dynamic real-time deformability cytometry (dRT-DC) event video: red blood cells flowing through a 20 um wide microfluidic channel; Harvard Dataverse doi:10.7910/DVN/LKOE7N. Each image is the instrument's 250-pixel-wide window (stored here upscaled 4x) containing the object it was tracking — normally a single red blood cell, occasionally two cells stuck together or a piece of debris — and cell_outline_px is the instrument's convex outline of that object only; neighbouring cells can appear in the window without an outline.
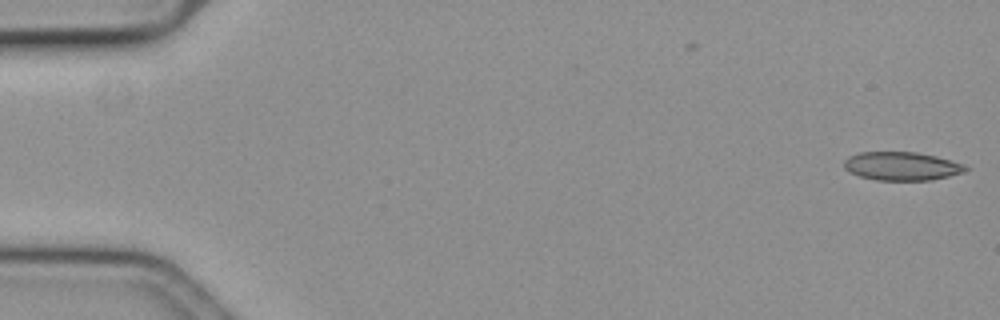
{"species": "common noctule bat (a hibernating species)", "species_latin": "Nyctalus noctula", "temperature_condition": "cold", "stored_images_in_passage": 2, "camera_frame_rate_fps": 3000, "um_per_image_px": 0.085, "animal": {"sex": "female", "body_mass_g": 19.3, "forearm_length_mm": 54.1}, "frame": {"image": 1, "passage_image": 2, "time_ms": 0.333, "image_size_px": [1000, 320], "cell_outline_px": [[968, 168], [964, 172], [948, 176], [928, 180], [876, 180], [860, 176], [844, 168], [844, 160], [848, 156], [860, 152], [916, 152], [936, 156], [964, 164]], "centroid_in_image_um": [76.63, 14.11], "position_along_channel_um": 8.4, "area_um2": 20.0}}